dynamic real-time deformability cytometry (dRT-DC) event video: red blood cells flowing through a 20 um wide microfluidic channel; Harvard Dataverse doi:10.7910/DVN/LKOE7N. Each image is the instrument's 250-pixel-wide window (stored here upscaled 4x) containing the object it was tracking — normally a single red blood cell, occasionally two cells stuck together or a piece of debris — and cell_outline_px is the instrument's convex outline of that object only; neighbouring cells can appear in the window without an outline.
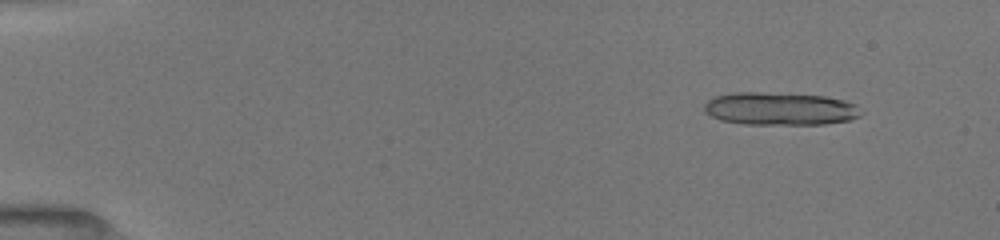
{"species": "common noctule bat (a hibernating species)", "species_latin": "Nyctalus noctula", "temperature_condition": "room temperature", "stored_images_in_passage": 25, "segment_of_instrument_passage": [1, 2], "camera_frame_rate_fps": 3000, "um_per_image_px": 0.085, "animal": {"sex": "female", "body_mass_g": 19.5, "forearm_length_mm": 54.1}, "frame": {"image": 1, "passage_image": 4, "time_ms": 1.333, "image_size_px": [1000, 240], "cell_outline_px": [[864, 112], [860, 116], [848, 120], [824, 124], [744, 124], [720, 120], [704, 112], [704, 104], [712, 96], [732, 92], [760, 92], [824, 96], [844, 100], [856, 104]], "centroid_in_image_um": [66.28, 9.24], "position_along_channel_um": 18.7, "area_um2": 30.23}}